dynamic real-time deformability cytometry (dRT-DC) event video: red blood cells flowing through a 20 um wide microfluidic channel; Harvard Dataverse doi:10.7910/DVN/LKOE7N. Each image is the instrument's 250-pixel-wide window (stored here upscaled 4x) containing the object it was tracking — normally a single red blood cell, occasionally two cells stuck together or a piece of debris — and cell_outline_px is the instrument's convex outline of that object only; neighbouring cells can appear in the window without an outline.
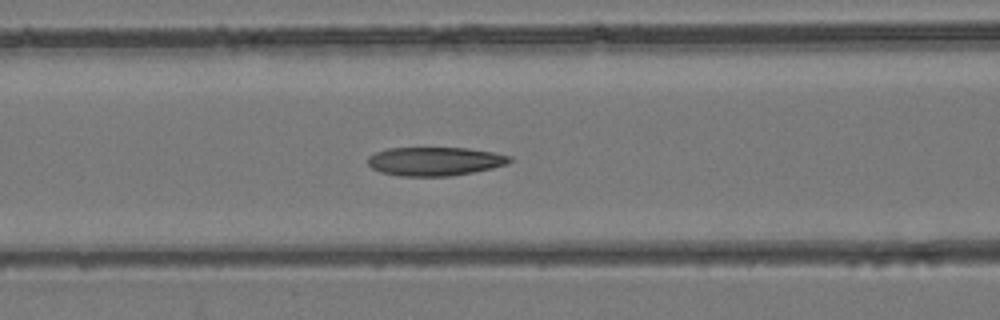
{"species": "common noctule bat (a hibernating species)", "species_latin": "Nyctalus noctula", "temperature_condition": "room temperature", "stored_images_in_passage": 35, "camera_frame_rate_fps": 3000, "um_per_image_px": 0.085, "animal": {"sex": "female", "body_mass_g": 24.6, "forearm_length_mm": 56.2}, "frame": {"image": 1, "passage_image": 10, "time_ms": 3.0, "image_size_px": [1000, 320], "cell_outline_px": [[512, 160], [508, 164], [492, 168], [472, 172], [448, 176], [400, 176], [380, 172], [372, 168], [368, 164], [368, 156], [376, 152], [388, 148], [468, 148], [492, 152], [512, 156]], "centroid_in_image_um": [36.96, 13.71], "position_along_channel_um": 129.6, "area_um2": 23.7}}
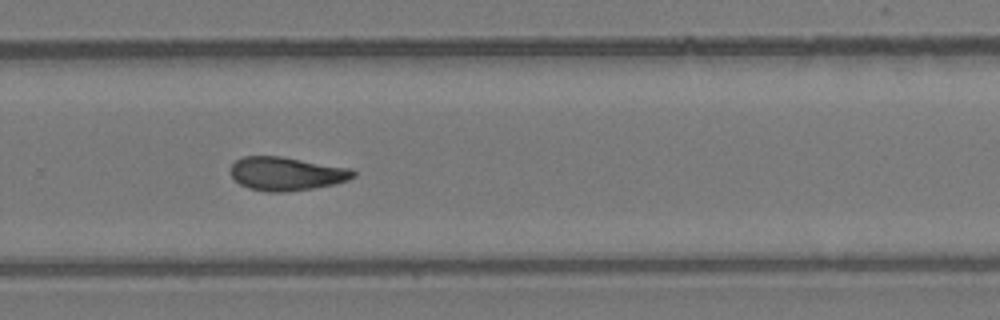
{"frame": {"image": 2, "passage_image": 21, "time_ms": 6.667, "image_size_px": [1000, 320], "cell_outline_px": [[356, 176], [348, 180], [336, 184], [312, 188], [284, 192], [268, 192], [248, 188], [240, 184], [232, 176], [232, 164], [236, 160], [244, 156], [280, 156], [352, 168], [356, 172]], "centroid_in_image_um": [24.39, 14.76], "position_along_channel_um": 305.4, "area_um2": 23.99}}
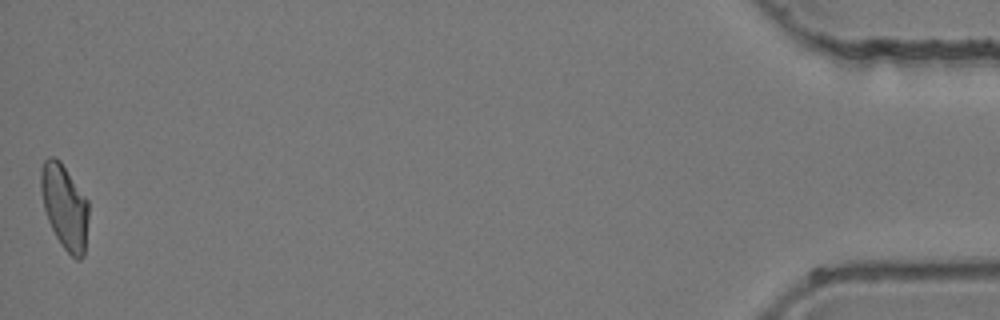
{"frame": {"image": 3, "passage_image": 35, "time_ms": 11.333, "image_size_px": [1000, 320], "cell_outline_px": [[88, 216], [84, 256], [80, 260], [76, 260], [60, 244], [48, 220], [44, 208], [40, 188], [40, 172], [44, 160], [48, 156], [56, 156], [60, 160], [88, 200]], "centroid_in_image_um": [5.49, 17.54], "position_along_channel_um": 429.7, "area_um2": 23.58}}